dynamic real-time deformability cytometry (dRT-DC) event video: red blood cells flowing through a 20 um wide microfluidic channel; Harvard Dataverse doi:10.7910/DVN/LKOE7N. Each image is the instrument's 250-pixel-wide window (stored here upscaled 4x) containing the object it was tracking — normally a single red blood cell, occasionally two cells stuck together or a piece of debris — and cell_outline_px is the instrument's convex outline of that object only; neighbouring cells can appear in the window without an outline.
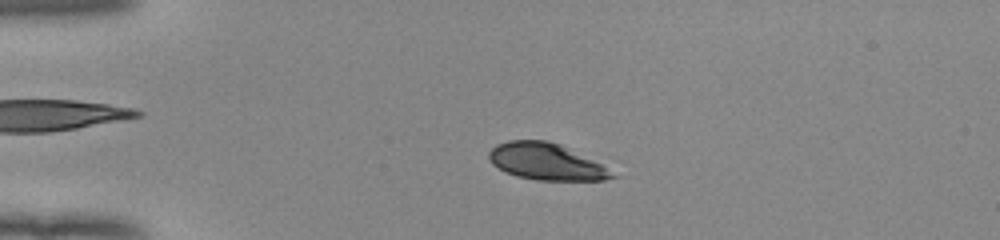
{"species": "human", "species_latin": "Homo sapiens", "temperature_condition": "room temperature", "stored_images_in_passage": 53, "camera_frame_rate_fps": 3000, "um_per_image_px": 0.085, "donor": {"sex": "female"}, "frame": {"image": 1, "passage_image": 13, "time_ms": 4.0, "image_size_px": [1000, 240], "cell_outline_px": [[620, 176], [604, 180], [536, 180], [516, 176], [504, 172], [492, 164], [488, 160], [488, 152], [496, 144], [508, 140], [548, 140], [560, 144], [600, 164]], "centroid_in_image_um": [46.38, 13.74], "position_along_channel_um": 38.6, "area_um2": 26.36}}
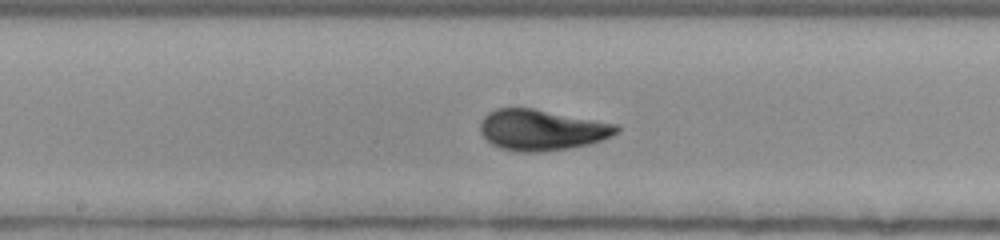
{"frame": {"image": 2, "passage_image": 29, "time_ms": 9.333, "image_size_px": [1000, 240], "cell_outline_px": [[620, 128], [616, 132], [600, 140], [588, 144], [568, 148], [536, 152], [516, 152], [500, 148], [492, 144], [480, 132], [480, 120], [488, 112], [496, 108], [532, 108], [616, 124]], "centroid_in_image_um": [45.97, 11.04], "position_along_channel_um": 202.2, "area_um2": 32.08}}
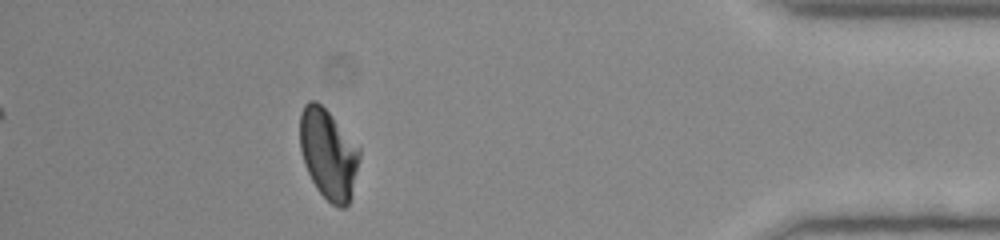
{"frame": {"image": 3, "passage_image": 48, "time_ms": 15.667, "image_size_px": [1000, 240], "cell_outline_px": [[360, 156], [348, 204], [344, 208], [340, 208], [332, 204], [316, 188], [304, 164], [300, 148], [300, 112], [304, 104], [308, 100], [316, 100], [360, 144]], "centroid_in_image_um": [27.91, 13.04], "position_along_channel_um": 407.3, "area_um2": 31.27}, "authors_computed_cell_mechanics": {"area_um2": 31.2698, "velocity_mm_per_s": 3.9155, "shape_relaxation_time_tau1_ms": 3.0424, "shape_relaxation_time_tau2_ms": null, "deformation_change_tau1": 0.161, "deformation_change_tau2": null}}